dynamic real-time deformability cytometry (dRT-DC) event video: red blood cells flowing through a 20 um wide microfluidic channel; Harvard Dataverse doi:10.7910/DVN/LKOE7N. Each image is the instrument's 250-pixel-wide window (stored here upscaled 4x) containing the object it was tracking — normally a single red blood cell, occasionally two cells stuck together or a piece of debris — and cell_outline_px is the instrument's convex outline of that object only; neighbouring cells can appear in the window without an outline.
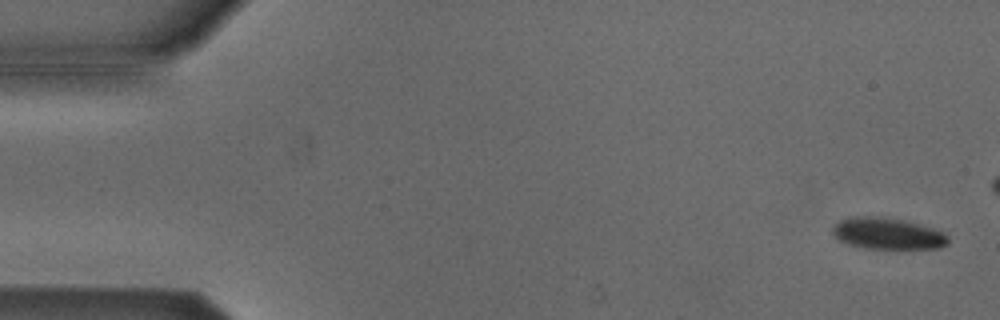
{"species": "Egyptian fruit bat (a non-hibernating species)", "species_latin": "Rousettus aegyptiacus", "temperature_condition": "cold", "stored_images_in_passage": 47, "camera_frame_rate_fps": 3000, "um_per_image_px": 0.085, "animal": {"sex": "male"}, "frame": {"image": 1, "passage_image": 2, "time_ms": 0.333, "image_size_px": [1000, 320], "cell_outline_px": [[948, 244], [940, 248], [868, 248], [848, 244], [840, 240], [832, 232], [832, 224], [840, 220], [856, 216], [876, 216], [900, 220], [932, 228], [948, 236]], "centroid_in_image_um": [75.4, 19.85], "position_along_channel_um": 9.6, "area_um2": 20.75}}
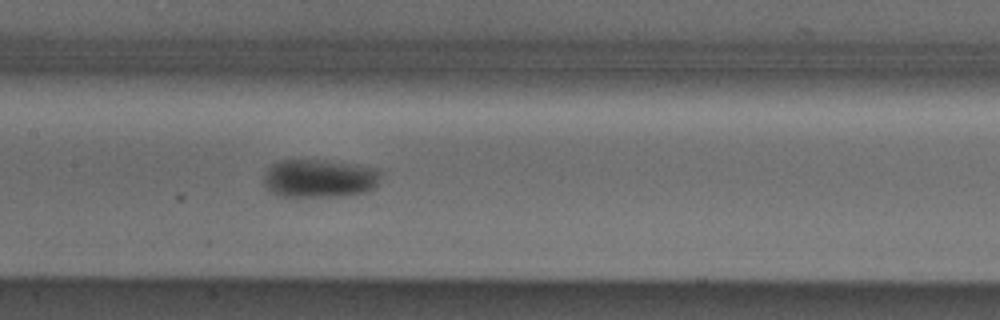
{"frame": {"image": 2, "passage_image": 26, "time_ms": 8.333, "image_size_px": [1000, 320], "cell_outline_px": [[380, 176], [376, 188], [368, 192], [344, 196], [280, 196], [272, 192], [264, 184], [264, 176], [268, 168], [272, 164], [280, 160], [316, 160], [380, 168]], "centroid_in_image_um": [27.19, 15.17], "position_along_channel_um": 180.2, "area_um2": 26.01}}
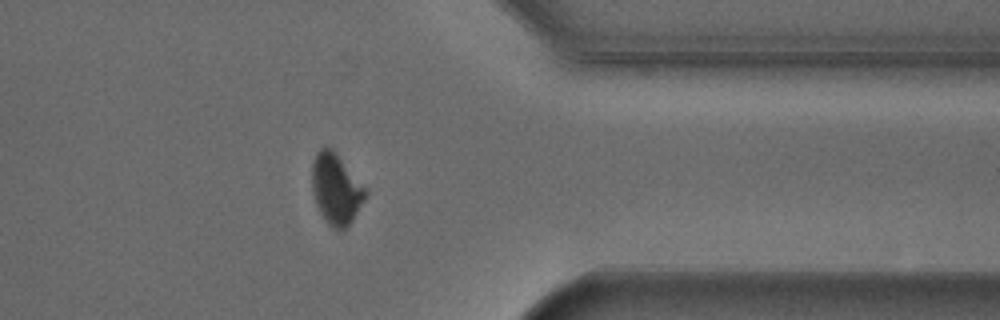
{"frame": {"image": 3, "passage_image": 43, "time_ms": 14.0, "image_size_px": [1000, 320], "cell_outline_px": [[368, 192], [364, 200], [352, 220], [344, 228], [336, 228], [328, 224], [324, 220], [316, 204], [312, 188], [312, 164], [316, 152], [320, 148], [332, 148]], "centroid_in_image_um": [28.54, 16.05], "position_along_channel_um": 382.9, "area_um2": 21.44}}